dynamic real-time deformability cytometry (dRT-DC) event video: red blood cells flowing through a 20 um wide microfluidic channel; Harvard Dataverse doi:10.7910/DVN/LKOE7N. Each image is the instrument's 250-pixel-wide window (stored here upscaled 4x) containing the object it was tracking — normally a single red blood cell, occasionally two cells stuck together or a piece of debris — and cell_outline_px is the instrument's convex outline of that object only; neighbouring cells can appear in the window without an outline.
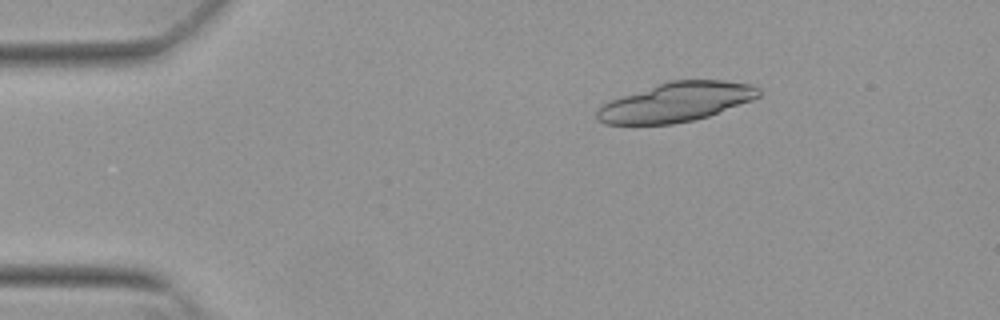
{"species": "Egyptian fruit bat (a non-hibernating species)", "species_latin": "Rousettus aegyptiacus", "temperature_condition": "warm", "stored_images_in_passage": 43, "camera_frame_rate_fps": 3000, "um_per_image_px": 0.085, "animal": {"sex": "female"}, "frame": {"image": 1, "passage_image": 1, "time_ms": 0.0, "image_size_px": [1000, 320], "cell_outline_px": [[760, 96], [752, 100], [708, 116], [692, 120], [672, 124], [604, 124], [596, 116], [596, 112], [604, 104], [612, 100], [668, 80], [724, 80], [752, 84], [760, 88]], "centroid_in_image_um": [57.52, 8.67], "position_along_channel_um": 27.5, "area_um2": 36.65}}